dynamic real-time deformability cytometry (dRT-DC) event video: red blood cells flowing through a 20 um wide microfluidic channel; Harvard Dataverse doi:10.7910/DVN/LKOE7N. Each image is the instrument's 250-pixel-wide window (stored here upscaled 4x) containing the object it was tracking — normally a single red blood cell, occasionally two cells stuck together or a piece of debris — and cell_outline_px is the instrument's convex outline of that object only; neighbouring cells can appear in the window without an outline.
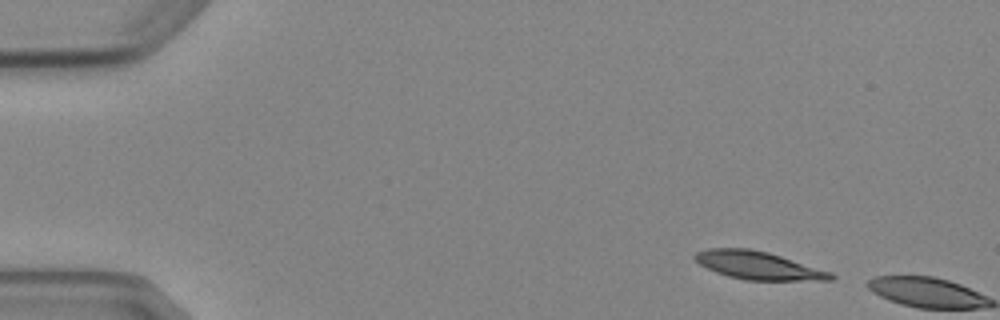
{"species": "Egyptian fruit bat (a non-hibernating species)", "species_latin": "Rousettus aegyptiacus", "temperature_condition": "cold", "stored_images_in_passage": 2, "camera_frame_rate_fps": 3000, "um_per_image_px": 0.085, "animal": {"sex": "female"}, "frame": {"image": 1, "passage_image": 1, "time_ms": 0.0, "image_size_px": [1000, 320], "cell_outline_px": [[836, 276], [832, 280], [744, 280], [728, 276], [716, 272], [700, 264], [692, 256], [696, 252], [708, 248], [752, 248], [768, 252], [832, 272]], "centroid_in_image_um": [64.45, 22.55], "position_along_channel_um": 20.6, "area_um2": 22.14}}